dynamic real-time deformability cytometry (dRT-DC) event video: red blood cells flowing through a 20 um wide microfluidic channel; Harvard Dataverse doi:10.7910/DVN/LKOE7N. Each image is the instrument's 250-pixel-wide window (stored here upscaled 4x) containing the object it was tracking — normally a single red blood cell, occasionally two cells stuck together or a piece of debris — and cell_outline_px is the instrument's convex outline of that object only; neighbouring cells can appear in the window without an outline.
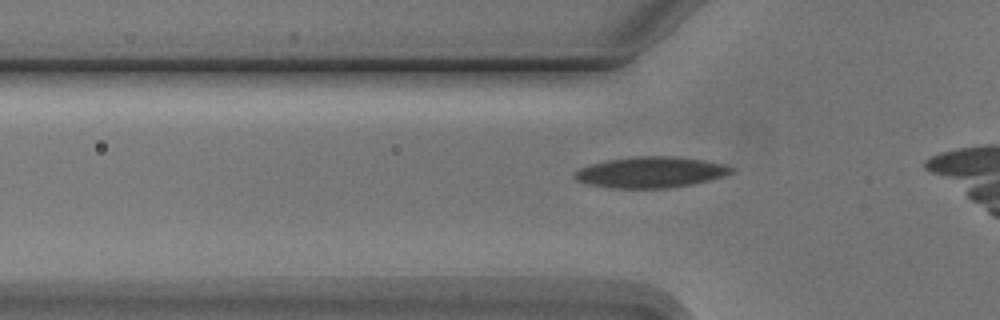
{"species": "Egyptian fruit bat (a non-hibernating species)", "species_latin": "Rousettus aegyptiacus", "temperature_condition": "cold", "stored_images_in_passage": 6, "camera_frame_rate_fps": 3000, "um_per_image_px": 0.085, "animal": {"sex": "male"}, "frame": {"image": 1, "passage_image": 6, "time_ms": 6.667, "image_size_px": [1000, 320], "cell_outline_px": [[736, 168], [732, 172], [724, 176], [692, 184], [668, 188], [612, 188], [588, 184], [576, 180], [572, 176], [572, 172], [580, 168], [592, 164], [608, 160], [632, 156], [676, 156], [704, 160], [724, 164]], "centroid_in_image_um": [55.3, 14.63], "position_along_channel_um": 70.5, "area_um2": 28.38}}